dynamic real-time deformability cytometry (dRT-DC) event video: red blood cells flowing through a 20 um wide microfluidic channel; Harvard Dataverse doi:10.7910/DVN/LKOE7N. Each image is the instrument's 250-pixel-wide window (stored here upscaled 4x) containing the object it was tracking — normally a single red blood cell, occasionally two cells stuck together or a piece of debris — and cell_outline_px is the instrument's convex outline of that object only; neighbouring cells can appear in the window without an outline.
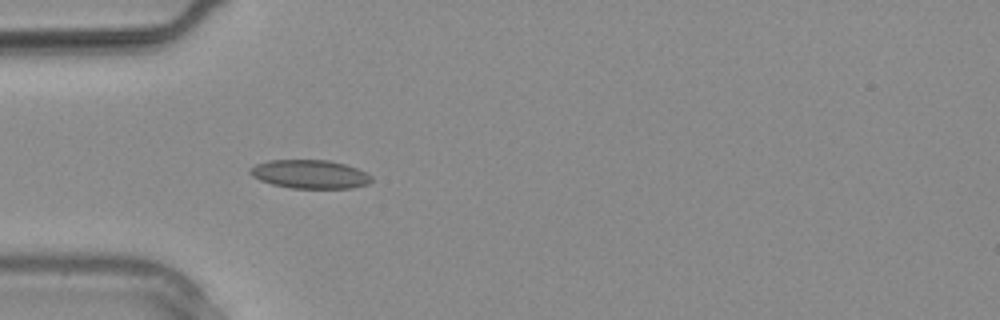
{"species": "common noctule bat (a hibernating species)", "species_latin": "Nyctalus noctula", "temperature_condition": "warm", "stored_images_in_passage": 29, "camera_frame_rate_fps": 3000, "um_per_image_px": 0.085, "animal": {"sex": "male", "body_mass_g": 20.4}, "frame": {"image": 1, "passage_image": 9, "time_ms": 2.667, "image_size_px": [1000, 320], "cell_outline_px": [[372, 180], [368, 184], [352, 188], [292, 188], [272, 184], [260, 180], [252, 176], [248, 172], [248, 168], [256, 164], [268, 160], [328, 160], [344, 164], [356, 168], [372, 176]], "centroid_in_image_um": [26.31, 14.8], "position_along_channel_um": 58.7, "area_um2": 20.23}}